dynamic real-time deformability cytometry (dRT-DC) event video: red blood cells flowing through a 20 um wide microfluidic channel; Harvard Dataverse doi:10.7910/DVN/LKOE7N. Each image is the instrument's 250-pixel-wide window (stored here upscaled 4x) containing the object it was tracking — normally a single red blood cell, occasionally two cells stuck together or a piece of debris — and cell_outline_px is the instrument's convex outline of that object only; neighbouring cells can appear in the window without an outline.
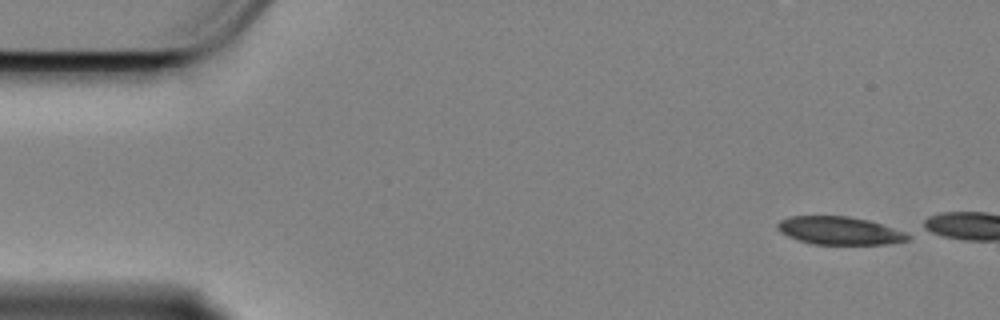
{"species": "Egyptian fruit bat (a non-hibernating species)", "species_latin": "Rousettus aegyptiacus", "temperature_condition": "cold", "stored_images_in_passage": 5, "camera_frame_rate_fps": 3000, "um_per_image_px": 0.085, "animal": {"sex": "female"}, "frame": {"image": 1, "passage_image": 1, "time_ms": 0.0, "image_size_px": [1000, 320], "cell_outline_px": [[908, 240], [884, 244], [812, 244], [788, 236], [780, 232], [776, 228], [776, 224], [780, 220], [788, 216], [848, 216], [868, 220], [904, 232], [908, 236]], "centroid_in_image_um": [71.27, 19.6], "position_along_channel_um": 13.7, "area_um2": 20.98}}